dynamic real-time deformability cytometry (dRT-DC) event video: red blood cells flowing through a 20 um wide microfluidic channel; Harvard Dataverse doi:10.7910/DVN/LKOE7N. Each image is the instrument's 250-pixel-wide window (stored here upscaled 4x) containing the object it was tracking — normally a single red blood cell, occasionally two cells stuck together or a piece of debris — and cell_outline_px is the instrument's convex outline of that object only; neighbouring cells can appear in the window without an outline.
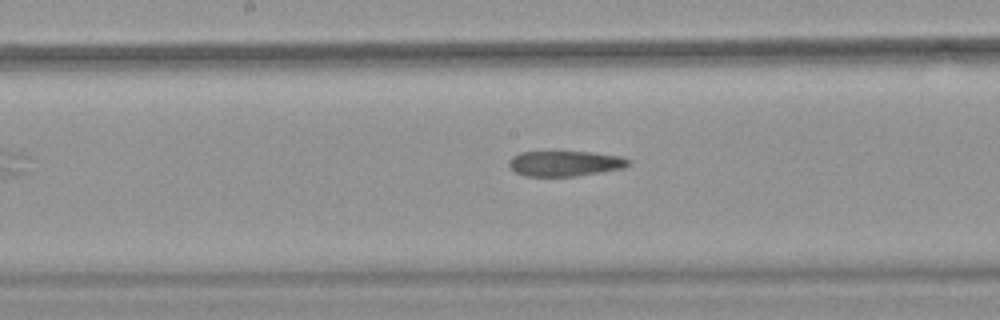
{"species": "common noctule bat (a hibernating species)", "species_latin": "Nyctalus noctula", "temperature_condition": "warm", "stored_images_in_passage": 27, "camera_frame_rate_fps": 3000, "um_per_image_px": 0.085, "animal": {"sex": "female", "body_mass_g": 18.4}, "frame": {"image": 1, "passage_image": 12, "time_ms": 3.667, "image_size_px": [1000, 320], "cell_outline_px": [[632, 164], [624, 168], [576, 176], [524, 176], [516, 172], [508, 164], [508, 160], [512, 156], [520, 152], [552, 148], [592, 152], [620, 156], [632, 160]], "centroid_in_image_um": [48.0, 13.83], "position_along_channel_um": 200.2, "area_um2": 18.79}}